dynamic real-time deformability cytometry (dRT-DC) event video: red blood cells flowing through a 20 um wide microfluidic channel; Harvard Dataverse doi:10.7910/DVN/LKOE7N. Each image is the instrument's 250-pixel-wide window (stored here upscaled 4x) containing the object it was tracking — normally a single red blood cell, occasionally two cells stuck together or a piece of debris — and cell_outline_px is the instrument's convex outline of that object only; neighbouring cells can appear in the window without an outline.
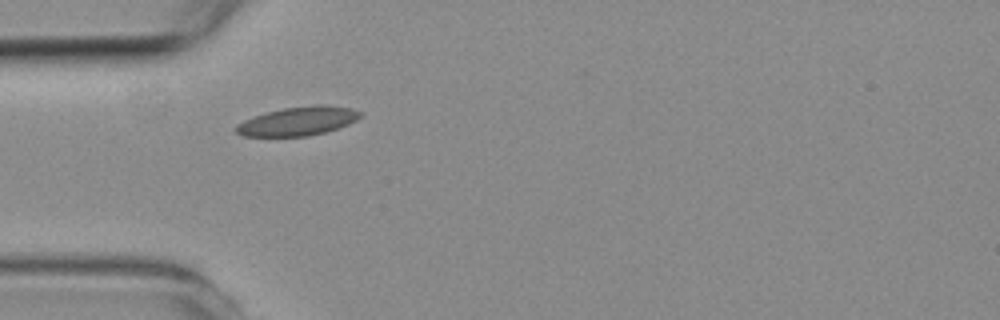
{"species": "common noctule bat (a hibernating species)", "species_latin": "Nyctalus noctula", "temperature_condition": "room temperature", "stored_images_in_passage": 2, "camera_frame_rate_fps": 3000, "um_per_image_px": 0.085, "animal": {"sex": "female", "body_mass_g": 19.3, "forearm_length_mm": 54.1}, "frame": {"image": 1, "passage_image": 1, "time_ms": 0.0, "image_size_px": [1000, 320], "cell_outline_px": [[364, 112], [356, 120], [348, 124], [324, 132], [308, 136], [244, 136], [236, 132], [236, 124], [244, 120], [268, 112], [284, 108], [316, 104], [328, 104], [352, 108]], "centroid_in_image_um": [25.37, 10.28], "position_along_channel_um": 59.6, "area_um2": 20.75}}